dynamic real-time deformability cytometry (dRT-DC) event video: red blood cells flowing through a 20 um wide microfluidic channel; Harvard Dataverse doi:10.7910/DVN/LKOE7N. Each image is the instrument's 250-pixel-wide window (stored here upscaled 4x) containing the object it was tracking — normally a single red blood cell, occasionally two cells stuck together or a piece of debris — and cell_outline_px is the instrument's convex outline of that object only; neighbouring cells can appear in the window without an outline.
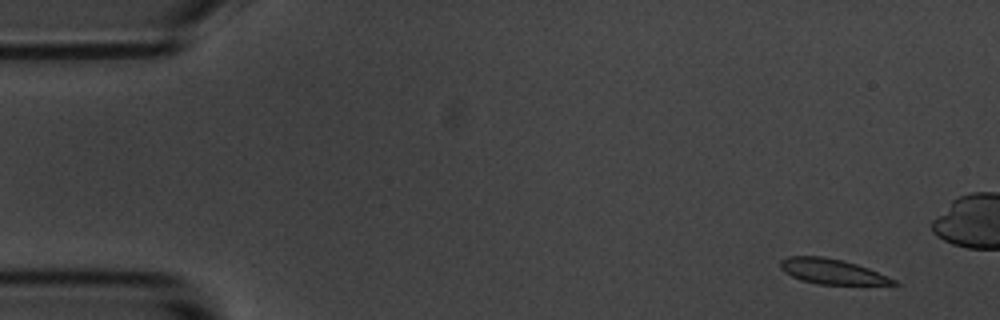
{"species": "common noctule bat (a hibernating species)", "species_latin": "Nyctalus noctula", "temperature_condition": "room temperature", "stored_images_in_passage": 8, "camera_frame_rate_fps": 3000, "um_per_image_px": 0.085, "animal": {"sex": "male", "body_mass_g": 20.1, "forearm_length_mm": 53.5}, "frame": {"image": 1, "passage_image": 1, "time_ms": 0.0, "image_size_px": [1000, 320], "cell_outline_px": [[900, 284], [816, 284], [800, 280], [784, 272], [780, 268], [780, 260], [788, 256], [824, 256], [844, 260], [868, 268], [896, 280]], "centroid_in_image_um": [70.67, 23.06], "position_along_channel_um": 14.3, "area_um2": 16.53}}
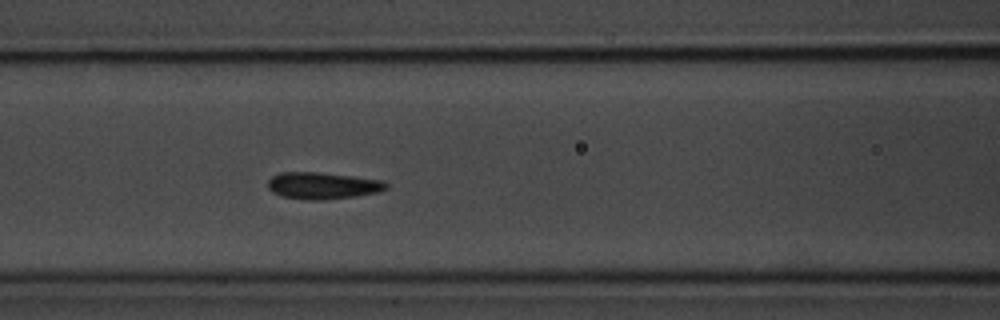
{"frame": {"image": 2, "passage_image": 7, "time_ms": 6.667, "image_size_px": [1000, 320], "cell_outline_px": [[388, 188], [376, 192], [356, 196], [320, 200], [308, 200], [280, 196], [272, 192], [268, 188], [268, 180], [272, 176], [280, 172], [316, 172], [352, 176], [384, 180], [388, 184]], "centroid_in_image_um": [27.4, 15.77], "position_along_channel_um": 139.2, "area_um2": 18.5}}